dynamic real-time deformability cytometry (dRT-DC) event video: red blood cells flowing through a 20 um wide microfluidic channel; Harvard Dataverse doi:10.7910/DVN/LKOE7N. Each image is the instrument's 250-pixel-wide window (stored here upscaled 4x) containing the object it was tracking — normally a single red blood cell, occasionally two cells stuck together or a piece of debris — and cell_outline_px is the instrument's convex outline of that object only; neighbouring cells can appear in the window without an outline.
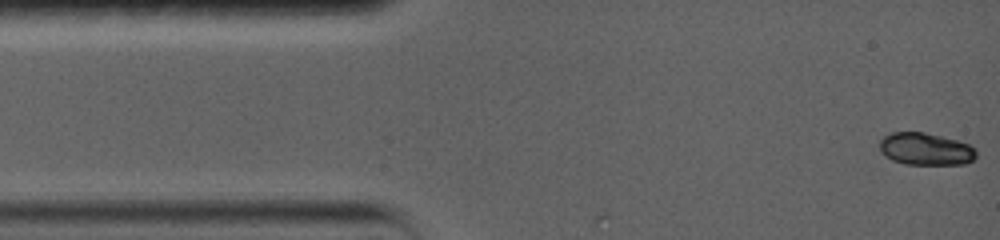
{"species": "common noctule bat (a hibernating species)", "species_latin": "Nyctalus noctula", "temperature_condition": "warm", "stored_images_in_passage": 54, "camera_frame_rate_fps": 5000, "um_per_image_px": 0.085, "animal": {"sex": "female", "body_mass_g": 19.0, "forearm_length_mm": 56.7}, "frame": {"image": 1, "passage_image": 1, "time_ms": 0.0, "image_size_px": [1000, 240], "cell_outline_px": [[976, 156], [972, 160], [964, 164], [904, 164], [892, 160], [884, 156], [880, 152], [880, 140], [884, 136], [892, 132], [924, 132], [956, 140], [968, 144], [976, 152]], "centroid_in_image_um": [78.63, 12.67], "position_along_channel_um": 6.4, "area_um2": 18.09}}
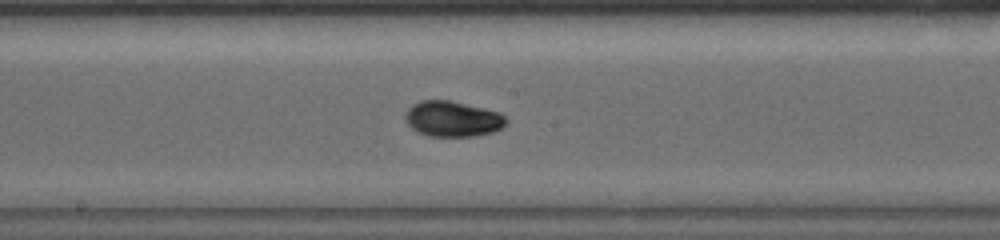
{"frame": {"image": 2, "passage_image": 24, "time_ms": 7.6, "image_size_px": [1000, 240], "cell_outline_px": [[508, 124], [492, 132], [476, 136], [428, 136], [416, 132], [404, 120], [404, 116], [408, 108], [412, 104], [420, 100], [448, 100], [484, 108], [500, 112], [508, 120]], "centroid_in_image_um": [38.46, 10.1], "position_along_channel_um": 209.7, "area_um2": 21.1}}
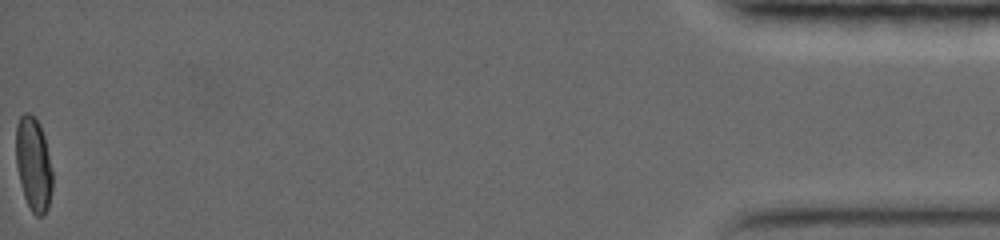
{"frame": {"image": 3, "passage_image": 54, "time_ms": 17.4, "image_size_px": [1000, 240], "cell_outline_px": [[52, 188], [48, 208], [44, 216], [36, 216], [32, 212], [24, 196], [16, 164], [16, 124], [20, 116], [24, 112], [28, 112], [36, 116], [40, 124], [44, 136], [52, 172]], "centroid_in_image_um": [2.84, 13.92], "position_along_channel_um": 432.4, "area_um2": 20.0}, "authors_computed_cell_mechanics": {"area_um2": 19.8832, "velocity_mm_per_s": 3.7304, "shape_relaxation_time_tau1_ms": 4.0764, "shape_relaxation_time_tau2_ms": null, "deformation_change_tau1": 0.1651, "deformation_change_tau2": null}}